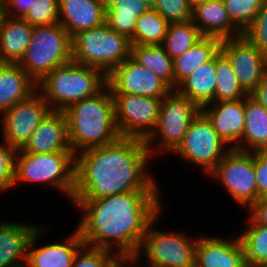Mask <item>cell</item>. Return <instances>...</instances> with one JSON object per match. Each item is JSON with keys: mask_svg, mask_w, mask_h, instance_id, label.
I'll use <instances>...</instances> for the list:
<instances>
[{"mask_svg": "<svg viewBox=\"0 0 267 267\" xmlns=\"http://www.w3.org/2000/svg\"><path fill=\"white\" fill-rule=\"evenodd\" d=\"M85 245L135 258L150 223L163 213L160 191H131L99 199H72Z\"/></svg>", "mask_w": 267, "mask_h": 267, "instance_id": "1", "label": "cell"}, {"mask_svg": "<svg viewBox=\"0 0 267 267\" xmlns=\"http://www.w3.org/2000/svg\"><path fill=\"white\" fill-rule=\"evenodd\" d=\"M145 140L119 137L115 142L75 154L72 199H99L131 191H161L150 174ZM147 167V168H146Z\"/></svg>", "mask_w": 267, "mask_h": 267, "instance_id": "2", "label": "cell"}, {"mask_svg": "<svg viewBox=\"0 0 267 267\" xmlns=\"http://www.w3.org/2000/svg\"><path fill=\"white\" fill-rule=\"evenodd\" d=\"M71 150L80 151L107 145L119 137L114 119L112 92L106 85L98 94L74 102L64 111Z\"/></svg>", "mask_w": 267, "mask_h": 267, "instance_id": "3", "label": "cell"}, {"mask_svg": "<svg viewBox=\"0 0 267 267\" xmlns=\"http://www.w3.org/2000/svg\"><path fill=\"white\" fill-rule=\"evenodd\" d=\"M106 85L107 76L102 71L73 61L55 68L36 84L52 111H64L74 102L98 94Z\"/></svg>", "mask_w": 267, "mask_h": 267, "instance_id": "4", "label": "cell"}, {"mask_svg": "<svg viewBox=\"0 0 267 267\" xmlns=\"http://www.w3.org/2000/svg\"><path fill=\"white\" fill-rule=\"evenodd\" d=\"M50 185L72 200L75 186V153H23L15 156L14 186L20 183Z\"/></svg>", "mask_w": 267, "mask_h": 267, "instance_id": "5", "label": "cell"}, {"mask_svg": "<svg viewBox=\"0 0 267 267\" xmlns=\"http://www.w3.org/2000/svg\"><path fill=\"white\" fill-rule=\"evenodd\" d=\"M131 39L108 24L81 31L72 38V61L91 66L108 76L131 56Z\"/></svg>", "mask_w": 267, "mask_h": 267, "instance_id": "6", "label": "cell"}, {"mask_svg": "<svg viewBox=\"0 0 267 267\" xmlns=\"http://www.w3.org/2000/svg\"><path fill=\"white\" fill-rule=\"evenodd\" d=\"M72 61V38L59 23L34 26L30 43L18 63L38 84L48 73Z\"/></svg>", "mask_w": 267, "mask_h": 267, "instance_id": "7", "label": "cell"}, {"mask_svg": "<svg viewBox=\"0 0 267 267\" xmlns=\"http://www.w3.org/2000/svg\"><path fill=\"white\" fill-rule=\"evenodd\" d=\"M160 216L162 215L159 214L147 229L135 257L137 263L145 258L144 267H195L198 237L192 238L185 231L166 232L155 229Z\"/></svg>", "mask_w": 267, "mask_h": 267, "instance_id": "8", "label": "cell"}, {"mask_svg": "<svg viewBox=\"0 0 267 267\" xmlns=\"http://www.w3.org/2000/svg\"><path fill=\"white\" fill-rule=\"evenodd\" d=\"M200 111L195 103L174 90L163 97L156 128L145 140L152 159L165 152L173 154L182 143L189 124Z\"/></svg>", "mask_w": 267, "mask_h": 267, "instance_id": "9", "label": "cell"}, {"mask_svg": "<svg viewBox=\"0 0 267 267\" xmlns=\"http://www.w3.org/2000/svg\"><path fill=\"white\" fill-rule=\"evenodd\" d=\"M231 149L200 111L189 124L182 143L173 153L188 164L201 167L208 176Z\"/></svg>", "mask_w": 267, "mask_h": 267, "instance_id": "10", "label": "cell"}, {"mask_svg": "<svg viewBox=\"0 0 267 267\" xmlns=\"http://www.w3.org/2000/svg\"><path fill=\"white\" fill-rule=\"evenodd\" d=\"M236 204L248 210L257 201L254 152L232 148L208 174Z\"/></svg>", "mask_w": 267, "mask_h": 267, "instance_id": "11", "label": "cell"}, {"mask_svg": "<svg viewBox=\"0 0 267 267\" xmlns=\"http://www.w3.org/2000/svg\"><path fill=\"white\" fill-rule=\"evenodd\" d=\"M114 119L120 137L146 140L155 130L162 98L112 94Z\"/></svg>", "mask_w": 267, "mask_h": 267, "instance_id": "12", "label": "cell"}, {"mask_svg": "<svg viewBox=\"0 0 267 267\" xmlns=\"http://www.w3.org/2000/svg\"><path fill=\"white\" fill-rule=\"evenodd\" d=\"M51 111L48 103L36 90L27 99L0 115L1 137L16 150L21 149Z\"/></svg>", "mask_w": 267, "mask_h": 267, "instance_id": "13", "label": "cell"}, {"mask_svg": "<svg viewBox=\"0 0 267 267\" xmlns=\"http://www.w3.org/2000/svg\"><path fill=\"white\" fill-rule=\"evenodd\" d=\"M220 51L231 62L240 86L250 95L267 74V59L243 34L223 39Z\"/></svg>", "mask_w": 267, "mask_h": 267, "instance_id": "14", "label": "cell"}, {"mask_svg": "<svg viewBox=\"0 0 267 267\" xmlns=\"http://www.w3.org/2000/svg\"><path fill=\"white\" fill-rule=\"evenodd\" d=\"M107 85L112 94L151 98H163L172 91L155 73L137 63L131 56L107 76Z\"/></svg>", "mask_w": 267, "mask_h": 267, "instance_id": "15", "label": "cell"}, {"mask_svg": "<svg viewBox=\"0 0 267 267\" xmlns=\"http://www.w3.org/2000/svg\"><path fill=\"white\" fill-rule=\"evenodd\" d=\"M47 230V226L40 225L32 235L25 267H72L76 254L85 245L79 230L75 227L63 243L35 246Z\"/></svg>", "mask_w": 267, "mask_h": 267, "instance_id": "16", "label": "cell"}, {"mask_svg": "<svg viewBox=\"0 0 267 267\" xmlns=\"http://www.w3.org/2000/svg\"><path fill=\"white\" fill-rule=\"evenodd\" d=\"M198 236L195 267H247L238 235L234 238Z\"/></svg>", "mask_w": 267, "mask_h": 267, "instance_id": "17", "label": "cell"}, {"mask_svg": "<svg viewBox=\"0 0 267 267\" xmlns=\"http://www.w3.org/2000/svg\"><path fill=\"white\" fill-rule=\"evenodd\" d=\"M201 112L225 143L239 150L245 126L244 99L212 102L202 107Z\"/></svg>", "mask_w": 267, "mask_h": 267, "instance_id": "18", "label": "cell"}, {"mask_svg": "<svg viewBox=\"0 0 267 267\" xmlns=\"http://www.w3.org/2000/svg\"><path fill=\"white\" fill-rule=\"evenodd\" d=\"M23 153L73 152L67 118L63 111H51L20 149Z\"/></svg>", "mask_w": 267, "mask_h": 267, "instance_id": "19", "label": "cell"}, {"mask_svg": "<svg viewBox=\"0 0 267 267\" xmlns=\"http://www.w3.org/2000/svg\"><path fill=\"white\" fill-rule=\"evenodd\" d=\"M39 226L0 221V267H25L29 242Z\"/></svg>", "mask_w": 267, "mask_h": 267, "instance_id": "20", "label": "cell"}, {"mask_svg": "<svg viewBox=\"0 0 267 267\" xmlns=\"http://www.w3.org/2000/svg\"><path fill=\"white\" fill-rule=\"evenodd\" d=\"M73 38L77 33L106 22V10L100 0H59V20Z\"/></svg>", "mask_w": 267, "mask_h": 267, "instance_id": "21", "label": "cell"}, {"mask_svg": "<svg viewBox=\"0 0 267 267\" xmlns=\"http://www.w3.org/2000/svg\"><path fill=\"white\" fill-rule=\"evenodd\" d=\"M192 22L203 36L221 40L238 37L243 32L231 21L223 0H207L192 9Z\"/></svg>", "mask_w": 267, "mask_h": 267, "instance_id": "22", "label": "cell"}, {"mask_svg": "<svg viewBox=\"0 0 267 267\" xmlns=\"http://www.w3.org/2000/svg\"><path fill=\"white\" fill-rule=\"evenodd\" d=\"M36 90V83L18 63L0 62V115Z\"/></svg>", "mask_w": 267, "mask_h": 267, "instance_id": "23", "label": "cell"}, {"mask_svg": "<svg viewBox=\"0 0 267 267\" xmlns=\"http://www.w3.org/2000/svg\"><path fill=\"white\" fill-rule=\"evenodd\" d=\"M33 27L22 18L4 15L0 27V62L19 63L32 37Z\"/></svg>", "mask_w": 267, "mask_h": 267, "instance_id": "24", "label": "cell"}, {"mask_svg": "<svg viewBox=\"0 0 267 267\" xmlns=\"http://www.w3.org/2000/svg\"><path fill=\"white\" fill-rule=\"evenodd\" d=\"M216 89L215 56L201 65L174 89L181 96L187 97L200 109L214 102Z\"/></svg>", "mask_w": 267, "mask_h": 267, "instance_id": "25", "label": "cell"}, {"mask_svg": "<svg viewBox=\"0 0 267 267\" xmlns=\"http://www.w3.org/2000/svg\"><path fill=\"white\" fill-rule=\"evenodd\" d=\"M245 126L239 150L254 152L267 143V110L251 95L244 98Z\"/></svg>", "mask_w": 267, "mask_h": 267, "instance_id": "26", "label": "cell"}, {"mask_svg": "<svg viewBox=\"0 0 267 267\" xmlns=\"http://www.w3.org/2000/svg\"><path fill=\"white\" fill-rule=\"evenodd\" d=\"M221 39L203 36L183 55L174 59L175 88L186 77L206 62H209L219 51Z\"/></svg>", "mask_w": 267, "mask_h": 267, "instance_id": "27", "label": "cell"}, {"mask_svg": "<svg viewBox=\"0 0 267 267\" xmlns=\"http://www.w3.org/2000/svg\"><path fill=\"white\" fill-rule=\"evenodd\" d=\"M150 10H153L152 0H122L106 10V23L117 33L131 39L138 17Z\"/></svg>", "mask_w": 267, "mask_h": 267, "instance_id": "28", "label": "cell"}, {"mask_svg": "<svg viewBox=\"0 0 267 267\" xmlns=\"http://www.w3.org/2000/svg\"><path fill=\"white\" fill-rule=\"evenodd\" d=\"M131 57L175 89L174 60L162 45H132Z\"/></svg>", "mask_w": 267, "mask_h": 267, "instance_id": "29", "label": "cell"}, {"mask_svg": "<svg viewBox=\"0 0 267 267\" xmlns=\"http://www.w3.org/2000/svg\"><path fill=\"white\" fill-rule=\"evenodd\" d=\"M245 230L239 233L247 267H267V227L258 225L250 216Z\"/></svg>", "mask_w": 267, "mask_h": 267, "instance_id": "30", "label": "cell"}, {"mask_svg": "<svg viewBox=\"0 0 267 267\" xmlns=\"http://www.w3.org/2000/svg\"><path fill=\"white\" fill-rule=\"evenodd\" d=\"M202 37L192 20L170 22L162 46L174 60L188 51Z\"/></svg>", "mask_w": 267, "mask_h": 267, "instance_id": "31", "label": "cell"}, {"mask_svg": "<svg viewBox=\"0 0 267 267\" xmlns=\"http://www.w3.org/2000/svg\"><path fill=\"white\" fill-rule=\"evenodd\" d=\"M215 69L214 102L241 100L248 95L240 86L231 62L221 51L215 55Z\"/></svg>", "mask_w": 267, "mask_h": 267, "instance_id": "32", "label": "cell"}, {"mask_svg": "<svg viewBox=\"0 0 267 267\" xmlns=\"http://www.w3.org/2000/svg\"><path fill=\"white\" fill-rule=\"evenodd\" d=\"M169 22L156 10L144 12L138 17L132 45H162Z\"/></svg>", "mask_w": 267, "mask_h": 267, "instance_id": "33", "label": "cell"}, {"mask_svg": "<svg viewBox=\"0 0 267 267\" xmlns=\"http://www.w3.org/2000/svg\"><path fill=\"white\" fill-rule=\"evenodd\" d=\"M264 0H223L231 21L244 33L253 23Z\"/></svg>", "mask_w": 267, "mask_h": 267, "instance_id": "34", "label": "cell"}, {"mask_svg": "<svg viewBox=\"0 0 267 267\" xmlns=\"http://www.w3.org/2000/svg\"><path fill=\"white\" fill-rule=\"evenodd\" d=\"M32 26H44L59 20V0H33L30 9L22 17Z\"/></svg>", "mask_w": 267, "mask_h": 267, "instance_id": "35", "label": "cell"}, {"mask_svg": "<svg viewBox=\"0 0 267 267\" xmlns=\"http://www.w3.org/2000/svg\"><path fill=\"white\" fill-rule=\"evenodd\" d=\"M117 259L110 251L84 245L76 254L72 267H110Z\"/></svg>", "mask_w": 267, "mask_h": 267, "instance_id": "36", "label": "cell"}, {"mask_svg": "<svg viewBox=\"0 0 267 267\" xmlns=\"http://www.w3.org/2000/svg\"><path fill=\"white\" fill-rule=\"evenodd\" d=\"M152 2L153 9L169 23L192 19V8L188 0H152Z\"/></svg>", "mask_w": 267, "mask_h": 267, "instance_id": "37", "label": "cell"}, {"mask_svg": "<svg viewBox=\"0 0 267 267\" xmlns=\"http://www.w3.org/2000/svg\"><path fill=\"white\" fill-rule=\"evenodd\" d=\"M267 59V0L263 1L253 23L243 33Z\"/></svg>", "mask_w": 267, "mask_h": 267, "instance_id": "38", "label": "cell"}, {"mask_svg": "<svg viewBox=\"0 0 267 267\" xmlns=\"http://www.w3.org/2000/svg\"><path fill=\"white\" fill-rule=\"evenodd\" d=\"M0 143V193L14 187L15 156L17 150L5 140Z\"/></svg>", "mask_w": 267, "mask_h": 267, "instance_id": "39", "label": "cell"}, {"mask_svg": "<svg viewBox=\"0 0 267 267\" xmlns=\"http://www.w3.org/2000/svg\"><path fill=\"white\" fill-rule=\"evenodd\" d=\"M254 170L257 184V200L267 197V158L254 151Z\"/></svg>", "mask_w": 267, "mask_h": 267, "instance_id": "40", "label": "cell"}, {"mask_svg": "<svg viewBox=\"0 0 267 267\" xmlns=\"http://www.w3.org/2000/svg\"><path fill=\"white\" fill-rule=\"evenodd\" d=\"M33 0H3L4 15L11 18H22L30 9Z\"/></svg>", "mask_w": 267, "mask_h": 267, "instance_id": "41", "label": "cell"}, {"mask_svg": "<svg viewBox=\"0 0 267 267\" xmlns=\"http://www.w3.org/2000/svg\"><path fill=\"white\" fill-rule=\"evenodd\" d=\"M247 212L258 225L267 227V197L259 198Z\"/></svg>", "mask_w": 267, "mask_h": 267, "instance_id": "42", "label": "cell"}, {"mask_svg": "<svg viewBox=\"0 0 267 267\" xmlns=\"http://www.w3.org/2000/svg\"><path fill=\"white\" fill-rule=\"evenodd\" d=\"M250 95L267 110V74Z\"/></svg>", "mask_w": 267, "mask_h": 267, "instance_id": "43", "label": "cell"}, {"mask_svg": "<svg viewBox=\"0 0 267 267\" xmlns=\"http://www.w3.org/2000/svg\"><path fill=\"white\" fill-rule=\"evenodd\" d=\"M110 267H132V258H118Z\"/></svg>", "mask_w": 267, "mask_h": 267, "instance_id": "44", "label": "cell"}, {"mask_svg": "<svg viewBox=\"0 0 267 267\" xmlns=\"http://www.w3.org/2000/svg\"><path fill=\"white\" fill-rule=\"evenodd\" d=\"M119 1L122 0H100L105 10H108L109 8L113 7Z\"/></svg>", "mask_w": 267, "mask_h": 267, "instance_id": "45", "label": "cell"}, {"mask_svg": "<svg viewBox=\"0 0 267 267\" xmlns=\"http://www.w3.org/2000/svg\"><path fill=\"white\" fill-rule=\"evenodd\" d=\"M207 0H188L189 5L191 6V8L193 9L195 6L201 4V3H205Z\"/></svg>", "mask_w": 267, "mask_h": 267, "instance_id": "46", "label": "cell"}, {"mask_svg": "<svg viewBox=\"0 0 267 267\" xmlns=\"http://www.w3.org/2000/svg\"><path fill=\"white\" fill-rule=\"evenodd\" d=\"M263 157L267 158V143L257 150Z\"/></svg>", "mask_w": 267, "mask_h": 267, "instance_id": "47", "label": "cell"}, {"mask_svg": "<svg viewBox=\"0 0 267 267\" xmlns=\"http://www.w3.org/2000/svg\"><path fill=\"white\" fill-rule=\"evenodd\" d=\"M3 18H4V12H3L2 5H0V27H1Z\"/></svg>", "mask_w": 267, "mask_h": 267, "instance_id": "48", "label": "cell"}, {"mask_svg": "<svg viewBox=\"0 0 267 267\" xmlns=\"http://www.w3.org/2000/svg\"><path fill=\"white\" fill-rule=\"evenodd\" d=\"M138 263H137V261H136V259L135 258H132V267H134V265H136L137 267L139 266V265H137ZM135 266V267H136ZM140 267V266H139ZM142 267V266H141Z\"/></svg>", "mask_w": 267, "mask_h": 267, "instance_id": "49", "label": "cell"}]
</instances>
